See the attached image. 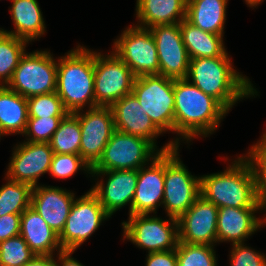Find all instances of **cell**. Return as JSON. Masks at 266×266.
I'll use <instances>...</instances> for the list:
<instances>
[{
  "label": "cell",
  "instance_id": "f35d334b",
  "mask_svg": "<svg viewBox=\"0 0 266 266\" xmlns=\"http://www.w3.org/2000/svg\"><path fill=\"white\" fill-rule=\"evenodd\" d=\"M145 266H178L176 249L148 253Z\"/></svg>",
  "mask_w": 266,
  "mask_h": 266
},
{
  "label": "cell",
  "instance_id": "cb8c5ba5",
  "mask_svg": "<svg viewBox=\"0 0 266 266\" xmlns=\"http://www.w3.org/2000/svg\"><path fill=\"white\" fill-rule=\"evenodd\" d=\"M14 30L3 32L32 42L41 38L46 32L45 20L37 0H11Z\"/></svg>",
  "mask_w": 266,
  "mask_h": 266
},
{
  "label": "cell",
  "instance_id": "8992f818",
  "mask_svg": "<svg viewBox=\"0 0 266 266\" xmlns=\"http://www.w3.org/2000/svg\"><path fill=\"white\" fill-rule=\"evenodd\" d=\"M132 93L162 133L174 132V79L159 74L140 76L135 78Z\"/></svg>",
  "mask_w": 266,
  "mask_h": 266
},
{
  "label": "cell",
  "instance_id": "5bb4252c",
  "mask_svg": "<svg viewBox=\"0 0 266 266\" xmlns=\"http://www.w3.org/2000/svg\"><path fill=\"white\" fill-rule=\"evenodd\" d=\"M90 175L97 177L98 181L89 190L98 198L110 217L127 204L129 215H132V200L137 186L138 170L92 171ZM105 176L106 181H104Z\"/></svg>",
  "mask_w": 266,
  "mask_h": 266
},
{
  "label": "cell",
  "instance_id": "f546056e",
  "mask_svg": "<svg viewBox=\"0 0 266 266\" xmlns=\"http://www.w3.org/2000/svg\"><path fill=\"white\" fill-rule=\"evenodd\" d=\"M4 179L7 183L0 187V217L22 214L31 204L32 187L7 177Z\"/></svg>",
  "mask_w": 266,
  "mask_h": 266
},
{
  "label": "cell",
  "instance_id": "ac0fdd59",
  "mask_svg": "<svg viewBox=\"0 0 266 266\" xmlns=\"http://www.w3.org/2000/svg\"><path fill=\"white\" fill-rule=\"evenodd\" d=\"M138 169V181L132 200V215L153 214L162 205L165 181V152Z\"/></svg>",
  "mask_w": 266,
  "mask_h": 266
},
{
  "label": "cell",
  "instance_id": "484cf974",
  "mask_svg": "<svg viewBox=\"0 0 266 266\" xmlns=\"http://www.w3.org/2000/svg\"><path fill=\"white\" fill-rule=\"evenodd\" d=\"M228 0H187L186 19L203 31L224 36Z\"/></svg>",
  "mask_w": 266,
  "mask_h": 266
},
{
  "label": "cell",
  "instance_id": "277c9868",
  "mask_svg": "<svg viewBox=\"0 0 266 266\" xmlns=\"http://www.w3.org/2000/svg\"><path fill=\"white\" fill-rule=\"evenodd\" d=\"M56 93L69 113L95 107L93 50L78 44L58 58Z\"/></svg>",
  "mask_w": 266,
  "mask_h": 266
},
{
  "label": "cell",
  "instance_id": "ba28073f",
  "mask_svg": "<svg viewBox=\"0 0 266 266\" xmlns=\"http://www.w3.org/2000/svg\"><path fill=\"white\" fill-rule=\"evenodd\" d=\"M179 147L165 152V181L162 206L178 219L200 196V176H193L180 159Z\"/></svg>",
  "mask_w": 266,
  "mask_h": 266
},
{
  "label": "cell",
  "instance_id": "7a4b0ae2",
  "mask_svg": "<svg viewBox=\"0 0 266 266\" xmlns=\"http://www.w3.org/2000/svg\"><path fill=\"white\" fill-rule=\"evenodd\" d=\"M233 66L230 57L190 59L186 79L230 111L241 99L258 96L250 79Z\"/></svg>",
  "mask_w": 266,
  "mask_h": 266
},
{
  "label": "cell",
  "instance_id": "8d00e7d4",
  "mask_svg": "<svg viewBox=\"0 0 266 266\" xmlns=\"http://www.w3.org/2000/svg\"><path fill=\"white\" fill-rule=\"evenodd\" d=\"M230 266H266V254L252 249L246 243L232 244Z\"/></svg>",
  "mask_w": 266,
  "mask_h": 266
},
{
  "label": "cell",
  "instance_id": "d4e9b609",
  "mask_svg": "<svg viewBox=\"0 0 266 266\" xmlns=\"http://www.w3.org/2000/svg\"><path fill=\"white\" fill-rule=\"evenodd\" d=\"M179 25L190 59L230 57L223 42L224 36L203 31L186 18Z\"/></svg>",
  "mask_w": 266,
  "mask_h": 266
},
{
  "label": "cell",
  "instance_id": "836d02e7",
  "mask_svg": "<svg viewBox=\"0 0 266 266\" xmlns=\"http://www.w3.org/2000/svg\"><path fill=\"white\" fill-rule=\"evenodd\" d=\"M34 256L21 235L0 242V266H24Z\"/></svg>",
  "mask_w": 266,
  "mask_h": 266
},
{
  "label": "cell",
  "instance_id": "4fadbf2b",
  "mask_svg": "<svg viewBox=\"0 0 266 266\" xmlns=\"http://www.w3.org/2000/svg\"><path fill=\"white\" fill-rule=\"evenodd\" d=\"M83 111L73 113L79 119L81 127L80 155L93 168L116 131L114 116L109 106H96Z\"/></svg>",
  "mask_w": 266,
  "mask_h": 266
},
{
  "label": "cell",
  "instance_id": "b9f144b4",
  "mask_svg": "<svg viewBox=\"0 0 266 266\" xmlns=\"http://www.w3.org/2000/svg\"><path fill=\"white\" fill-rule=\"evenodd\" d=\"M244 1L250 8L254 9V7L256 8V6L260 5L264 0H244Z\"/></svg>",
  "mask_w": 266,
  "mask_h": 266
},
{
  "label": "cell",
  "instance_id": "7c38bea8",
  "mask_svg": "<svg viewBox=\"0 0 266 266\" xmlns=\"http://www.w3.org/2000/svg\"><path fill=\"white\" fill-rule=\"evenodd\" d=\"M108 218L111 217L90 190L79 198L76 197L59 235L62 249L75 252Z\"/></svg>",
  "mask_w": 266,
  "mask_h": 266
},
{
  "label": "cell",
  "instance_id": "e0dca14e",
  "mask_svg": "<svg viewBox=\"0 0 266 266\" xmlns=\"http://www.w3.org/2000/svg\"><path fill=\"white\" fill-rule=\"evenodd\" d=\"M217 217L218 207L200 195L194 204L177 219L179 241L216 246Z\"/></svg>",
  "mask_w": 266,
  "mask_h": 266
},
{
  "label": "cell",
  "instance_id": "d590c367",
  "mask_svg": "<svg viewBox=\"0 0 266 266\" xmlns=\"http://www.w3.org/2000/svg\"><path fill=\"white\" fill-rule=\"evenodd\" d=\"M64 117L28 118L23 134L26 141L49 143Z\"/></svg>",
  "mask_w": 266,
  "mask_h": 266
},
{
  "label": "cell",
  "instance_id": "83f0119b",
  "mask_svg": "<svg viewBox=\"0 0 266 266\" xmlns=\"http://www.w3.org/2000/svg\"><path fill=\"white\" fill-rule=\"evenodd\" d=\"M29 42L2 32L0 34V86H7L12 79Z\"/></svg>",
  "mask_w": 266,
  "mask_h": 266
},
{
  "label": "cell",
  "instance_id": "60d3db41",
  "mask_svg": "<svg viewBox=\"0 0 266 266\" xmlns=\"http://www.w3.org/2000/svg\"><path fill=\"white\" fill-rule=\"evenodd\" d=\"M53 255H35L24 266H57Z\"/></svg>",
  "mask_w": 266,
  "mask_h": 266
},
{
  "label": "cell",
  "instance_id": "44dd1931",
  "mask_svg": "<svg viewBox=\"0 0 266 266\" xmlns=\"http://www.w3.org/2000/svg\"><path fill=\"white\" fill-rule=\"evenodd\" d=\"M115 129L150 141L157 148V137L163 134L144 113L133 93L125 95L112 106Z\"/></svg>",
  "mask_w": 266,
  "mask_h": 266
},
{
  "label": "cell",
  "instance_id": "7bdbcfd3",
  "mask_svg": "<svg viewBox=\"0 0 266 266\" xmlns=\"http://www.w3.org/2000/svg\"><path fill=\"white\" fill-rule=\"evenodd\" d=\"M261 139L266 143V131H265L264 134L261 136Z\"/></svg>",
  "mask_w": 266,
  "mask_h": 266
},
{
  "label": "cell",
  "instance_id": "5b68a950",
  "mask_svg": "<svg viewBox=\"0 0 266 266\" xmlns=\"http://www.w3.org/2000/svg\"><path fill=\"white\" fill-rule=\"evenodd\" d=\"M175 147L172 141H168L162 148L157 149L145 138L116 130L92 171L138 170L149 164L161 152L170 151Z\"/></svg>",
  "mask_w": 266,
  "mask_h": 266
},
{
  "label": "cell",
  "instance_id": "4316f807",
  "mask_svg": "<svg viewBox=\"0 0 266 266\" xmlns=\"http://www.w3.org/2000/svg\"><path fill=\"white\" fill-rule=\"evenodd\" d=\"M28 118L27 98L7 86H0V135H23Z\"/></svg>",
  "mask_w": 266,
  "mask_h": 266
},
{
  "label": "cell",
  "instance_id": "d6a6232c",
  "mask_svg": "<svg viewBox=\"0 0 266 266\" xmlns=\"http://www.w3.org/2000/svg\"><path fill=\"white\" fill-rule=\"evenodd\" d=\"M29 118L65 117L69 112L56 92L27 98Z\"/></svg>",
  "mask_w": 266,
  "mask_h": 266
},
{
  "label": "cell",
  "instance_id": "30bf717a",
  "mask_svg": "<svg viewBox=\"0 0 266 266\" xmlns=\"http://www.w3.org/2000/svg\"><path fill=\"white\" fill-rule=\"evenodd\" d=\"M102 54L94 51L95 107H111L117 100L132 93L136 77L113 51Z\"/></svg>",
  "mask_w": 266,
  "mask_h": 266
},
{
  "label": "cell",
  "instance_id": "2e32d148",
  "mask_svg": "<svg viewBox=\"0 0 266 266\" xmlns=\"http://www.w3.org/2000/svg\"><path fill=\"white\" fill-rule=\"evenodd\" d=\"M12 151L5 177L13 181L37 186L41 175L49 172L53 150L50 143L23 141Z\"/></svg>",
  "mask_w": 266,
  "mask_h": 266
},
{
  "label": "cell",
  "instance_id": "ffe728a7",
  "mask_svg": "<svg viewBox=\"0 0 266 266\" xmlns=\"http://www.w3.org/2000/svg\"><path fill=\"white\" fill-rule=\"evenodd\" d=\"M75 198L70 190L39 184L32 188L30 206L60 235Z\"/></svg>",
  "mask_w": 266,
  "mask_h": 266
},
{
  "label": "cell",
  "instance_id": "7402d4cb",
  "mask_svg": "<svg viewBox=\"0 0 266 266\" xmlns=\"http://www.w3.org/2000/svg\"><path fill=\"white\" fill-rule=\"evenodd\" d=\"M20 235L35 255L55 256V250L57 253L63 251L59 235L31 206L21 214Z\"/></svg>",
  "mask_w": 266,
  "mask_h": 266
},
{
  "label": "cell",
  "instance_id": "9c48e42d",
  "mask_svg": "<svg viewBox=\"0 0 266 266\" xmlns=\"http://www.w3.org/2000/svg\"><path fill=\"white\" fill-rule=\"evenodd\" d=\"M123 240L151 252L174 250L179 242L178 220L169 216L164 220L148 214L129 215L122 222Z\"/></svg>",
  "mask_w": 266,
  "mask_h": 266
},
{
  "label": "cell",
  "instance_id": "6da1fadb",
  "mask_svg": "<svg viewBox=\"0 0 266 266\" xmlns=\"http://www.w3.org/2000/svg\"><path fill=\"white\" fill-rule=\"evenodd\" d=\"M174 99L173 134L178 136L171 141L178 147L181 141L190 143L195 137L213 134L229 113L218 100L186 78L174 79Z\"/></svg>",
  "mask_w": 266,
  "mask_h": 266
},
{
  "label": "cell",
  "instance_id": "4dcf8cb0",
  "mask_svg": "<svg viewBox=\"0 0 266 266\" xmlns=\"http://www.w3.org/2000/svg\"><path fill=\"white\" fill-rule=\"evenodd\" d=\"M212 245L178 242L176 248L178 266H217L216 251Z\"/></svg>",
  "mask_w": 266,
  "mask_h": 266
},
{
  "label": "cell",
  "instance_id": "74e56055",
  "mask_svg": "<svg viewBox=\"0 0 266 266\" xmlns=\"http://www.w3.org/2000/svg\"><path fill=\"white\" fill-rule=\"evenodd\" d=\"M21 214H7L0 217V242L20 235Z\"/></svg>",
  "mask_w": 266,
  "mask_h": 266
},
{
  "label": "cell",
  "instance_id": "3957f363",
  "mask_svg": "<svg viewBox=\"0 0 266 266\" xmlns=\"http://www.w3.org/2000/svg\"><path fill=\"white\" fill-rule=\"evenodd\" d=\"M200 195L218 208H252L258 199L251 164L240 155L224 171L200 176Z\"/></svg>",
  "mask_w": 266,
  "mask_h": 266
},
{
  "label": "cell",
  "instance_id": "52a82bcc",
  "mask_svg": "<svg viewBox=\"0 0 266 266\" xmlns=\"http://www.w3.org/2000/svg\"><path fill=\"white\" fill-rule=\"evenodd\" d=\"M57 64L50 50L26 52L7 87L25 98L56 92Z\"/></svg>",
  "mask_w": 266,
  "mask_h": 266
},
{
  "label": "cell",
  "instance_id": "e575fe53",
  "mask_svg": "<svg viewBox=\"0 0 266 266\" xmlns=\"http://www.w3.org/2000/svg\"><path fill=\"white\" fill-rule=\"evenodd\" d=\"M78 170L91 174L92 168L78 154L54 153L51 159L49 174L54 178L67 179L75 175Z\"/></svg>",
  "mask_w": 266,
  "mask_h": 266
},
{
  "label": "cell",
  "instance_id": "9a60e30c",
  "mask_svg": "<svg viewBox=\"0 0 266 266\" xmlns=\"http://www.w3.org/2000/svg\"><path fill=\"white\" fill-rule=\"evenodd\" d=\"M155 40L159 75L172 79L187 78L189 61L179 23L149 28Z\"/></svg>",
  "mask_w": 266,
  "mask_h": 266
},
{
  "label": "cell",
  "instance_id": "8fae6325",
  "mask_svg": "<svg viewBox=\"0 0 266 266\" xmlns=\"http://www.w3.org/2000/svg\"><path fill=\"white\" fill-rule=\"evenodd\" d=\"M113 52L130 68L135 77L159 74L157 47L150 29L126 27L114 40Z\"/></svg>",
  "mask_w": 266,
  "mask_h": 266
},
{
  "label": "cell",
  "instance_id": "603a6c76",
  "mask_svg": "<svg viewBox=\"0 0 266 266\" xmlns=\"http://www.w3.org/2000/svg\"><path fill=\"white\" fill-rule=\"evenodd\" d=\"M187 0H137L136 26L151 28L155 25L180 23L186 18Z\"/></svg>",
  "mask_w": 266,
  "mask_h": 266
},
{
  "label": "cell",
  "instance_id": "ab89813d",
  "mask_svg": "<svg viewBox=\"0 0 266 266\" xmlns=\"http://www.w3.org/2000/svg\"><path fill=\"white\" fill-rule=\"evenodd\" d=\"M74 253V251H66L63 250L59 253H57L58 256H56V260H58V263L56 261L57 266H85L82 263H80L78 260L74 259V257H71V255Z\"/></svg>",
  "mask_w": 266,
  "mask_h": 266
},
{
  "label": "cell",
  "instance_id": "d6986e66",
  "mask_svg": "<svg viewBox=\"0 0 266 266\" xmlns=\"http://www.w3.org/2000/svg\"><path fill=\"white\" fill-rule=\"evenodd\" d=\"M262 212L257 202L252 208H218L217 217V243L232 242L240 244L247 241L258 229L266 225V217L260 219L255 213Z\"/></svg>",
  "mask_w": 266,
  "mask_h": 266
},
{
  "label": "cell",
  "instance_id": "1f68e13d",
  "mask_svg": "<svg viewBox=\"0 0 266 266\" xmlns=\"http://www.w3.org/2000/svg\"><path fill=\"white\" fill-rule=\"evenodd\" d=\"M244 157L252 166L255 176L257 199L262 210L265 209L264 211L266 212V143L262 139H259L244 154Z\"/></svg>",
  "mask_w": 266,
  "mask_h": 266
},
{
  "label": "cell",
  "instance_id": "f1b7e54d",
  "mask_svg": "<svg viewBox=\"0 0 266 266\" xmlns=\"http://www.w3.org/2000/svg\"><path fill=\"white\" fill-rule=\"evenodd\" d=\"M81 136L79 119L73 113H68L49 143L53 153L80 155Z\"/></svg>",
  "mask_w": 266,
  "mask_h": 266
}]
</instances>
